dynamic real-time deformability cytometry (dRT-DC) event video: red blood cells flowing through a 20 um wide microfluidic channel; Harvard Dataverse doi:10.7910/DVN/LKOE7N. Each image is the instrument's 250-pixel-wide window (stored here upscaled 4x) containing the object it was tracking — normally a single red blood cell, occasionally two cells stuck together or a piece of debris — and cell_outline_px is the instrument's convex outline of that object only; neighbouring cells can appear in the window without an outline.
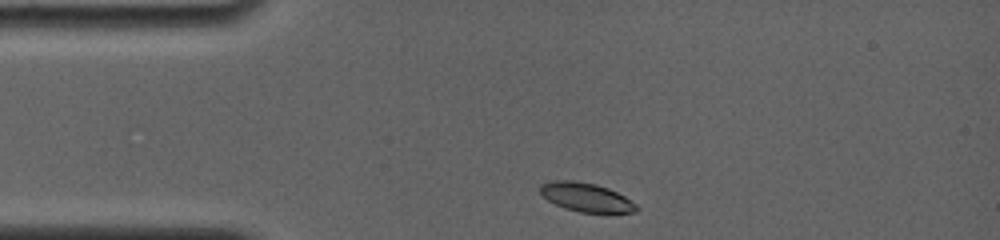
{"species": "common noctule bat (a hibernating species)", "species_latin": "Nyctalus noctula", "temperature_condition": "room temperature", "stored_images_in_passage": 5, "camera_frame_rate_fps": 4000, "um_per_image_px": 0.085, "animal": {"sex": "female", "body_mass_g": 19.0, "forearm_length_mm": 56.7}, "frame": {"image": 1, "passage_image": 1, "time_ms": 0.0, "image_size_px": [1000, 240], "cell_outline_px": [[640, 208], [636, 212], [580, 212], [564, 208], [548, 200], [540, 192], [540, 184], [552, 180], [572, 180], [596, 184], [608, 188], [624, 196], [636, 204]], "centroid_in_image_um": [49.81, 16.76], "position_along_channel_um": 35.2, "area_um2": 16.07}}
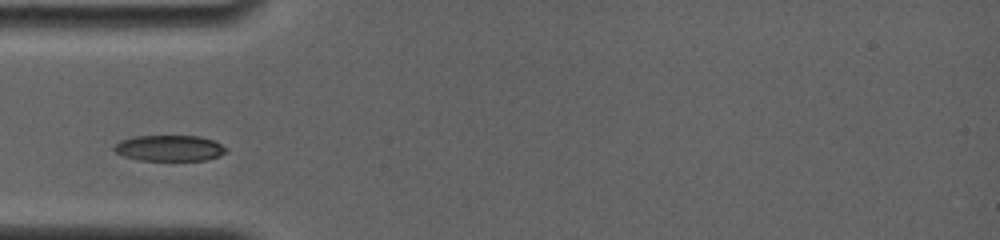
{"frame": {"image": 2, "passage_image": 3, "time_ms": 1.75, "image_size_px": [1000, 240], "cell_outline_px": [[228, 152], [220, 156], [208, 160], [140, 160], [124, 156], [116, 152], [112, 148], [120, 140], [136, 136], [200, 136], [212, 140], [228, 148]], "centroid_in_image_um": [14.44, 12.59], "position_along_channel_um": 70.6, "area_um2": 16.94}}
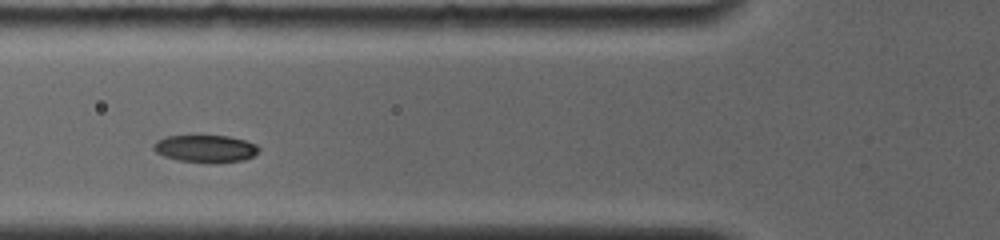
{"frame": {"image": 3, "passage_image": 4, "time_ms": 2.75, "image_size_px": [1000, 240], "cell_outline_px": [[260, 152], [244, 160], [212, 164], [176, 160], [164, 156], [156, 152], [152, 148], [152, 144], [156, 140], [164, 136], [228, 136], [244, 140], [256, 144], [260, 148]], "centroid_in_image_um": [17.45, 12.65], "position_along_channel_um": 108.3, "area_um2": 17.11}}